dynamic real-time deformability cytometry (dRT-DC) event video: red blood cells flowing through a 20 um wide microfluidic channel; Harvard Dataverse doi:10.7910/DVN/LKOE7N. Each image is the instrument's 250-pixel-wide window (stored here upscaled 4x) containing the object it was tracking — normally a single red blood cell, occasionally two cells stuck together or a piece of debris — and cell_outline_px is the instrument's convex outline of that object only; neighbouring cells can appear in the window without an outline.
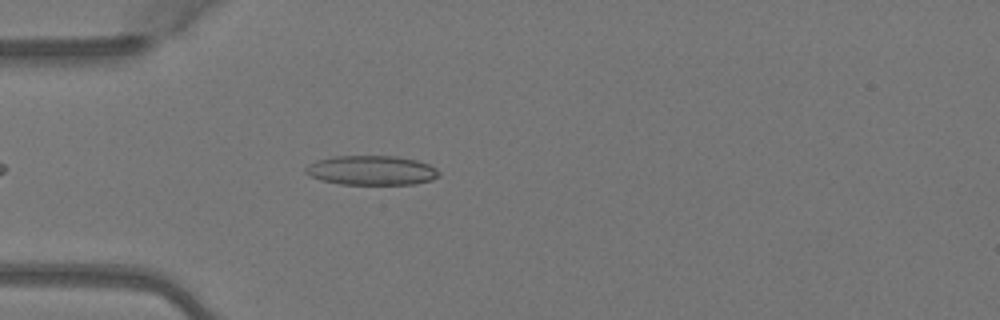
{"species": "Egyptian fruit bat (a non-hibernating species)", "species_latin": "Rousettus aegyptiacus", "temperature_condition": "warm", "stored_images_in_passage": 3, "camera_frame_rate_fps": 3000, "um_per_image_px": 0.085, "animal": {"sex": "female"}, "frame": {"image": 1, "passage_image": 3, "time_ms": 0.667, "image_size_px": [1000, 320], "cell_outline_px": [[440, 176], [432, 180], [416, 184], [340, 184], [320, 180], [304, 172], [304, 168], [308, 164], [316, 160], [336, 156], [396, 156], [416, 160], [428, 164], [436, 168], [440, 172]], "centroid_in_image_um": [31.58, 14.48], "position_along_channel_um": 53.4, "area_um2": 23.0}}